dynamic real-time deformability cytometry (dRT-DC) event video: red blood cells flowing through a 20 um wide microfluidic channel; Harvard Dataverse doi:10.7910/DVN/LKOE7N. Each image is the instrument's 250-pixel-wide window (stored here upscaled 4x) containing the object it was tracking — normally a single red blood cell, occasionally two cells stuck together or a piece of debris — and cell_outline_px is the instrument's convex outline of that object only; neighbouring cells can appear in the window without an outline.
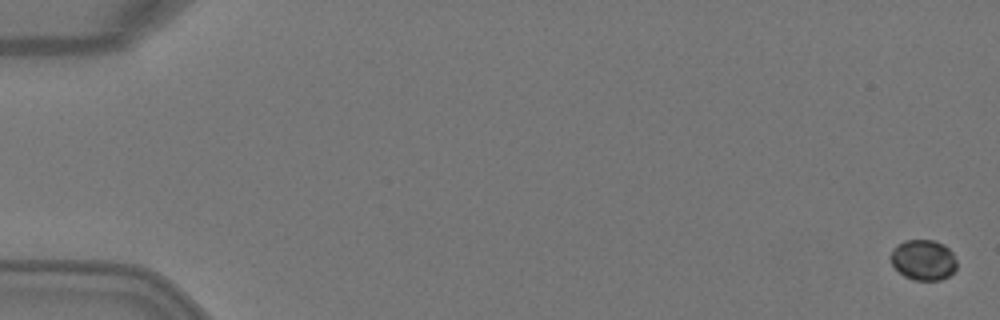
{"species": "Egyptian fruit bat (a non-hibernating species)", "species_latin": "Rousettus aegyptiacus", "temperature_condition": "warm", "stored_images_in_passage": 3, "camera_frame_rate_fps": 3000, "um_per_image_px": 0.085, "animal": {"sex": "female"}, "frame": {"image": 1, "passage_image": 1, "time_ms": 0.0, "image_size_px": [1000, 320], "cell_outline_px": [[956, 268], [948, 276], [940, 280], [912, 280], [904, 276], [892, 264], [892, 248], [896, 244], [904, 240], [932, 240], [944, 244], [952, 252], [956, 260]], "centroid_in_image_um": [78.48, 22.08], "position_along_channel_um": 6.5, "area_um2": 15.55}}